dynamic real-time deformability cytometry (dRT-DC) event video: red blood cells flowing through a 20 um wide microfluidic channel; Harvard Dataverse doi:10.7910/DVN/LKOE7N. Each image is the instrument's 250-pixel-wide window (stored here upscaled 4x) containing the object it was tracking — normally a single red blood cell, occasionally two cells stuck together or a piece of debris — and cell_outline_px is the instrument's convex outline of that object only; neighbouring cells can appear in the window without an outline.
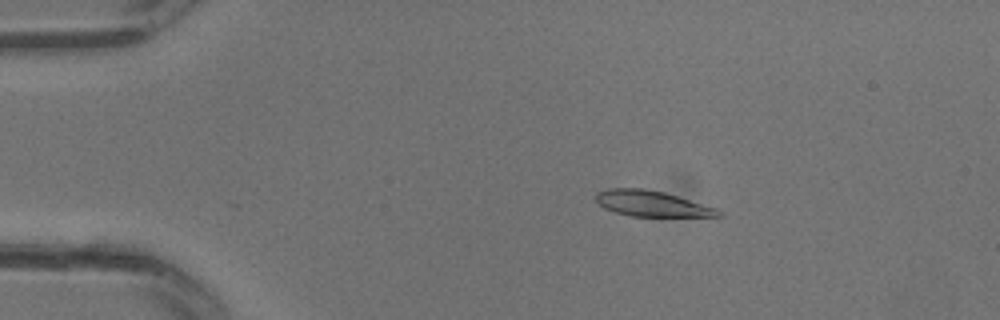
{"species": "common noctule bat (a hibernating species)", "species_latin": "Nyctalus noctula", "temperature_condition": "warm", "stored_images_in_passage": 12, "camera_frame_rate_fps": 3000, "um_per_image_px": 0.085, "animal": {"sex": "male", "body_mass_g": 13.3}, "frame": {"image": 1, "passage_image": 6, "time_ms": 1.667, "image_size_px": [1000, 320], "cell_outline_px": [[724, 216], [632, 216], [616, 212], [604, 208], [596, 200], [596, 192], [608, 188], [644, 188], [664, 192], [716, 208], [724, 212]], "centroid_in_image_um": [55.4, 17.3], "position_along_channel_um": 29.6, "area_um2": 18.21}}
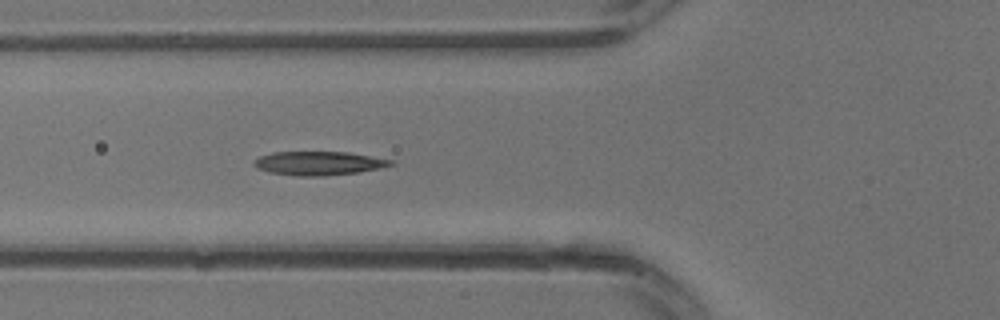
{"frame": {"image": 2, "passage_image": 12, "time_ms": 3.667, "image_size_px": [1000, 320], "cell_outline_px": [[396, 164], [380, 168], [360, 172], [324, 176], [296, 176], [268, 172], [256, 168], [252, 164], [252, 160], [260, 156], [272, 152], [348, 152], [392, 160]], "centroid_in_image_um": [27.05, 13.88], "position_along_channel_um": 98.7, "area_um2": 19.13}}